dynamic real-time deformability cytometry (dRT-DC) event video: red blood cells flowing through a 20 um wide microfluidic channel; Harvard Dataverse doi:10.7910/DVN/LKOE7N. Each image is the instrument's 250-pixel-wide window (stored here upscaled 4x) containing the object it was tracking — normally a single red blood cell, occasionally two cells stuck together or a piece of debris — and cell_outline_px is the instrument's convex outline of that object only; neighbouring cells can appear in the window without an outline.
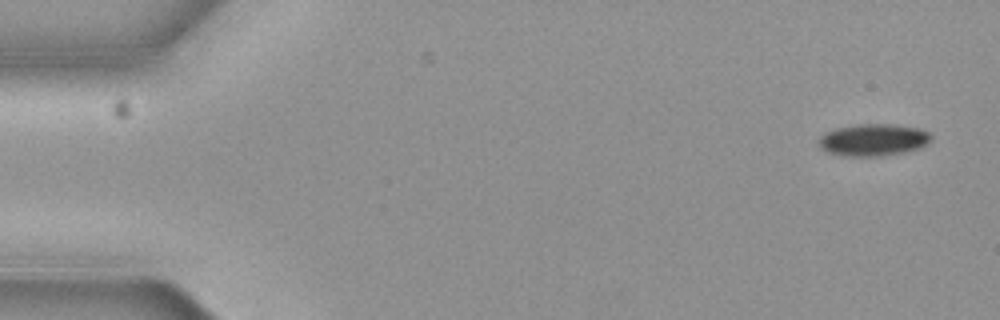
{"species": "common noctule bat (a hibernating species)", "species_latin": "Nyctalus noctula", "temperature_condition": "cold", "stored_images_in_passage": 2, "camera_frame_rate_fps": 3000, "um_per_image_px": 0.085, "animal": {"sex": "female", "body_mass_g": 19.3, "forearm_length_mm": 54.1}, "frame": {"image": 1, "passage_image": 2, "time_ms": 0.333, "image_size_px": [1000, 320], "cell_outline_px": [[932, 140], [928, 144], [916, 148], [900, 152], [880, 156], [852, 156], [828, 152], [820, 148], [820, 136], [824, 132], [836, 128], [856, 124], [896, 124], [920, 128], [928, 132], [932, 136]], "centroid_in_image_um": [74.24, 11.86], "position_along_channel_um": 10.8, "area_um2": 20.87}}